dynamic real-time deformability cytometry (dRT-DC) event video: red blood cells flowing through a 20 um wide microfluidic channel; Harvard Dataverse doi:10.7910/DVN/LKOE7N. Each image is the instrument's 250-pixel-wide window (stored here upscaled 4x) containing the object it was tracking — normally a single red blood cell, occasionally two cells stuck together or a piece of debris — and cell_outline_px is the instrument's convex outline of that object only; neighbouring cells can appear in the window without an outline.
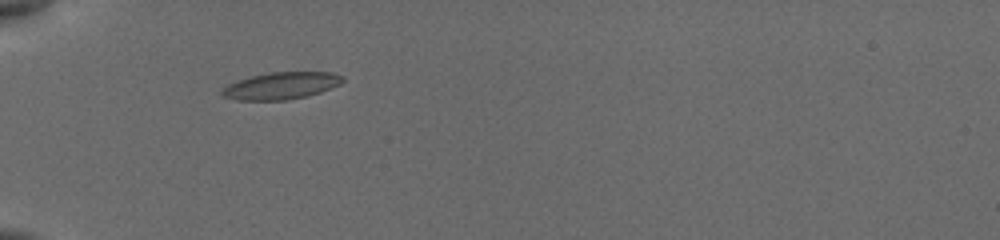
{"species": "common noctule bat (a hibernating species)", "species_latin": "Nyctalus noctula", "temperature_condition": "cold", "stored_images_in_passage": 9, "camera_frame_rate_fps": 3000, "um_per_image_px": 0.085, "animal": {"sex": "female", "body_mass_g": 19.5, "forearm_length_mm": 54.1}, "frame": {"image": 1, "passage_image": 6, "time_ms": 3.0, "image_size_px": [1000, 240], "cell_outline_px": [[344, 80], [340, 84], [320, 92], [308, 96], [284, 100], [236, 100], [220, 96], [220, 92], [228, 84], [236, 80], [268, 72], [332, 72], [344, 76]], "centroid_in_image_um": [23.88, 7.28], "position_along_channel_um": 61.1, "area_um2": 19.13}}
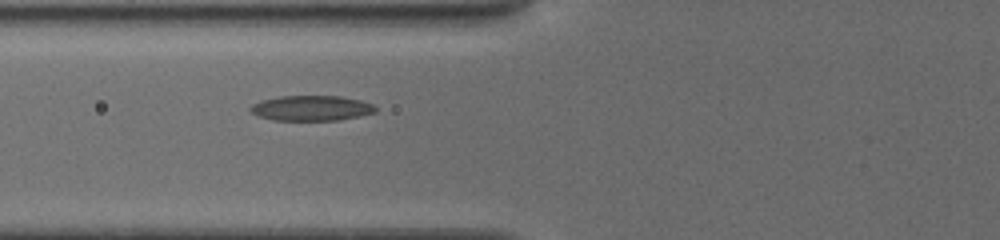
{"frame": {"image": 2, "passage_image": 9, "time_ms": 4.333, "image_size_px": [1000, 240], "cell_outline_px": [[376, 112], [360, 116], [340, 120], [276, 120], [260, 116], [252, 112], [248, 108], [252, 104], [260, 100], [280, 96], [340, 96], [360, 100], [372, 104], [376, 108]], "centroid_in_image_um": [26.47, 9.19], "position_along_channel_um": 99.3, "area_um2": 18.32}}